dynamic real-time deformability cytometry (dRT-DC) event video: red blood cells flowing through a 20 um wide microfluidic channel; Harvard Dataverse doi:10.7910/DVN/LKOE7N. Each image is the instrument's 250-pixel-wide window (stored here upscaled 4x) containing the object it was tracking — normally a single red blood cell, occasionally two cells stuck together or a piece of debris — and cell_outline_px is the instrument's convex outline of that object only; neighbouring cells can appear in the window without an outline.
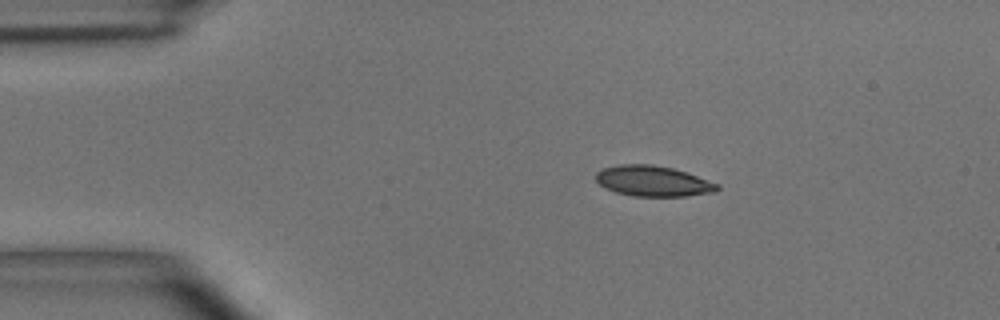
{"species": "common noctule bat (a hibernating species)", "species_latin": "Nyctalus noctula", "temperature_condition": "room temperature", "stored_images_in_passage": 2, "camera_frame_rate_fps": 3000, "um_per_image_px": 0.085, "animal": {"sex": "male", "body_mass_g": 15.6}, "frame": {"image": 1, "passage_image": 1, "time_ms": 0.0, "image_size_px": [1000, 320], "cell_outline_px": [[720, 188], [716, 192], [688, 196], [632, 196], [616, 192], [604, 188], [596, 180], [596, 172], [604, 168], [620, 164], [652, 164], [672, 168], [720, 184]], "centroid_in_image_um": [55.51, 15.4], "position_along_channel_um": 29.5, "area_um2": 21.62}}